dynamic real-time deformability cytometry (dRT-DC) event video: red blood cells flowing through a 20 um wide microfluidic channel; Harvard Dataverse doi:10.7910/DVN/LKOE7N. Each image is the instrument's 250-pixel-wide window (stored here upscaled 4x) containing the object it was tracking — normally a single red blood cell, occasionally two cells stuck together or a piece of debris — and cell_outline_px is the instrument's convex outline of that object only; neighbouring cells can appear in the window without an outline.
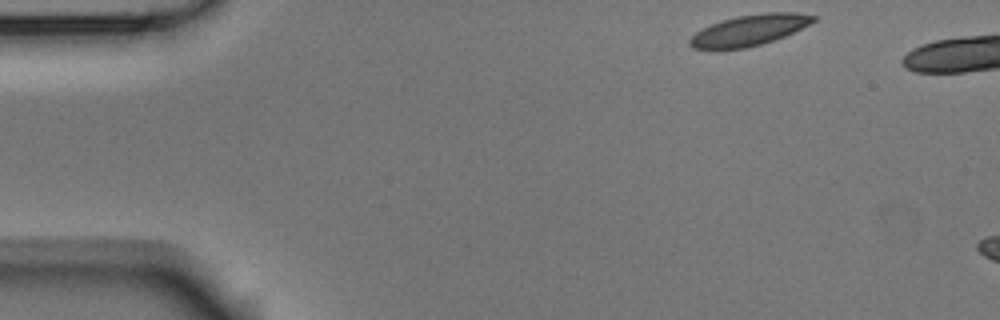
{"species": "Egyptian fruit bat (a non-hibernating species)", "species_latin": "Rousettus aegyptiacus", "temperature_condition": "room temperature", "stored_images_in_passage": 2, "camera_frame_rate_fps": 3000, "um_per_image_px": 0.085, "animal": {"sex": "male"}, "frame": {"image": 1, "passage_image": 1, "time_ms": 0.0, "image_size_px": [1000, 320], "cell_outline_px": [[816, 20], [784, 36], [760, 44], [744, 48], [692, 48], [688, 44], [688, 40], [696, 32], [712, 24], [736, 16], [764, 12], [796, 12], [816, 16]], "centroid_in_image_um": [63.69, 2.54], "position_along_channel_um": 21.3, "area_um2": 21.68}}